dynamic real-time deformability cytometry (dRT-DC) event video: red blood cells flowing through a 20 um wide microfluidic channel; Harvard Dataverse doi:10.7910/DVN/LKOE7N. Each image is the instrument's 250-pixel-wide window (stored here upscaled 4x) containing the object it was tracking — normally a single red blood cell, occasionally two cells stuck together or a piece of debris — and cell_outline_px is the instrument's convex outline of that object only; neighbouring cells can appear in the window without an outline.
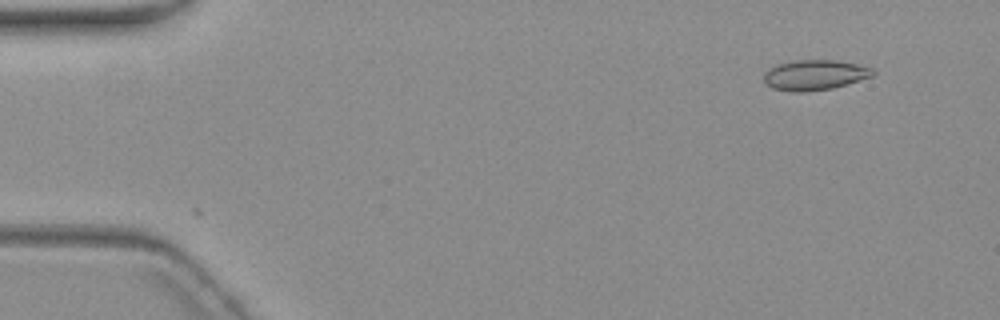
{"species": "common noctule bat (a hibernating species)", "species_latin": "Nyctalus noctula", "temperature_condition": "warm", "stored_images_in_passage": 5, "camera_frame_rate_fps": 3000, "um_per_image_px": 0.085, "animal": {"sex": "female", "body_mass_g": 19.3, "forearm_length_mm": 54.1}, "frame": {"image": 1, "passage_image": 1, "time_ms": 0.0, "image_size_px": [1000, 320], "cell_outline_px": [[876, 72], [872, 76], [832, 88], [804, 92], [788, 92], [772, 88], [764, 84], [764, 72], [768, 68], [776, 64], [796, 60], [836, 60], [856, 64], [872, 68]], "centroid_in_image_um": [69.18, 6.38], "position_along_channel_um": 15.8, "area_um2": 19.31}}
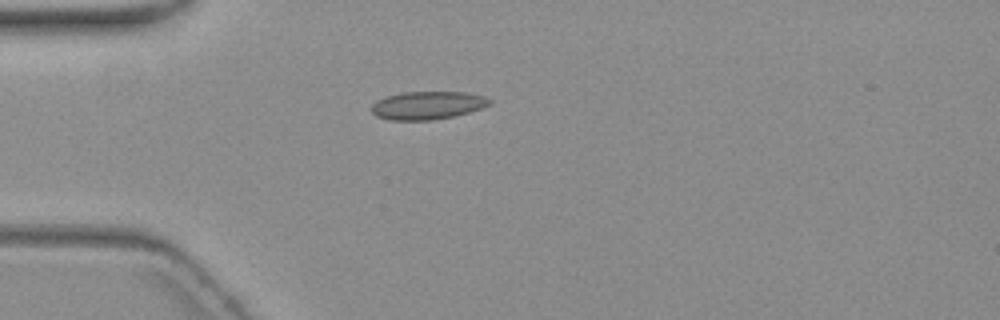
{"frame": {"image": 2, "passage_image": 3, "time_ms": 3.667, "image_size_px": [1000, 320], "cell_outline_px": [[492, 104], [468, 112], [452, 116], [432, 120], [388, 120], [376, 116], [372, 112], [372, 104], [376, 100], [384, 96], [400, 92], [464, 92], [484, 96], [492, 100]], "centroid_in_image_um": [36.3, 8.95], "position_along_channel_um": 48.7, "area_um2": 19.36}}
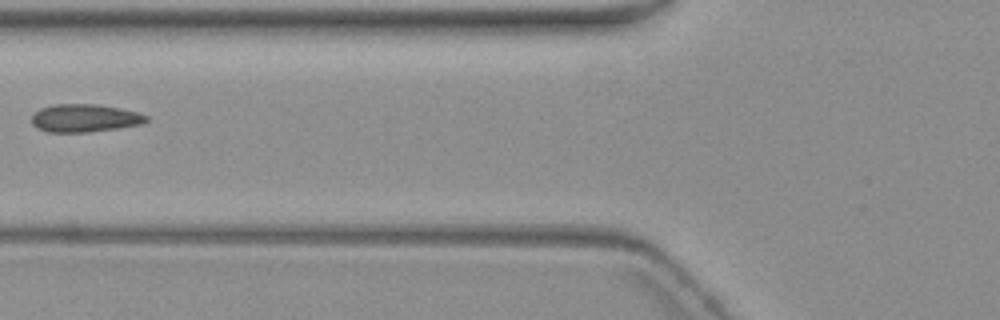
{"frame": {"image": 3, "passage_image": 5, "time_ms": 6.0, "image_size_px": [1000, 320], "cell_outline_px": [[148, 120], [144, 124], [88, 132], [48, 132], [36, 128], [32, 124], [32, 116], [40, 108], [52, 104], [96, 104], [120, 108], [136, 112], [148, 116]], "centroid_in_image_um": [7.19, 10.04], "position_along_channel_um": 118.6, "area_um2": 18.67}}